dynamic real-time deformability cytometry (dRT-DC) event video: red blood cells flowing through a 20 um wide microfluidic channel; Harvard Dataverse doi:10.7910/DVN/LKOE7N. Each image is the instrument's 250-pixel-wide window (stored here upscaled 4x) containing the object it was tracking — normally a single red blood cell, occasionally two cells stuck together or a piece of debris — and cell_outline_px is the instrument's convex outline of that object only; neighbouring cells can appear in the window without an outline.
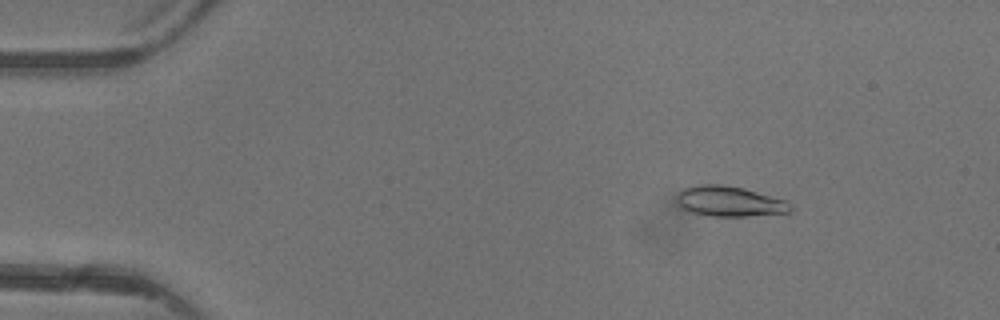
{"species": "common noctule bat (a hibernating species)", "species_latin": "Nyctalus noctula", "temperature_condition": "warm", "stored_images_in_passage": 4, "camera_frame_rate_fps": 3000, "um_per_image_px": 0.085, "animal": {"sex": "female"}, "frame": {"image": 1, "passage_image": 2, "time_ms": 1.333, "image_size_px": [1000, 320], "cell_outline_px": [[792, 212], [748, 216], [708, 216], [684, 212], [676, 204], [676, 196], [684, 188], [700, 184], [724, 184], [744, 188], [788, 200], [792, 208]], "centroid_in_image_um": [61.97, 17.12], "position_along_channel_um": 23.0, "area_um2": 20.63}}